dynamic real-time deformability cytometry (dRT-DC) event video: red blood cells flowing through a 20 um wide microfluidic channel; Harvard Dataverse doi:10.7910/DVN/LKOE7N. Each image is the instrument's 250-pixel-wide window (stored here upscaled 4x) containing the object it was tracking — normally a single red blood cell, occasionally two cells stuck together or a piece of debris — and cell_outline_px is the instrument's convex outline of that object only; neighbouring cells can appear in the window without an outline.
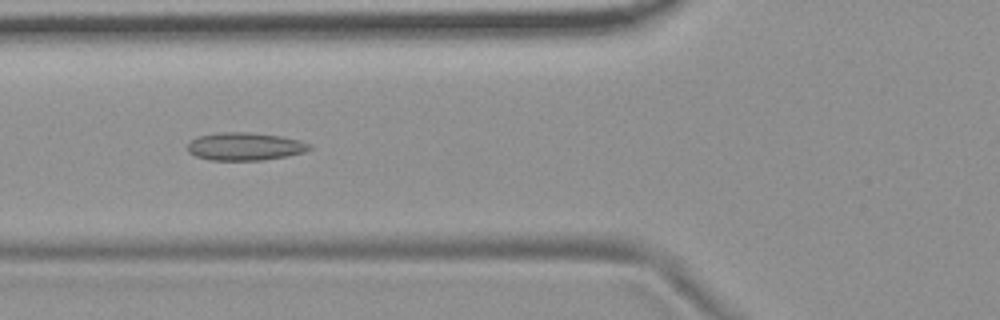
{"species": "common noctule bat (a hibernating species)", "species_latin": "Nyctalus noctula", "temperature_condition": "room temperature", "stored_images_in_passage": 56, "camera_frame_rate_fps": 3000, "um_per_image_px": 0.085, "animal": {"sex": "female", "body_mass_g": 19.9}, "frame": {"image": 1, "passage_image": 21, "time_ms": 6.667, "image_size_px": [1000, 320], "cell_outline_px": [[312, 148], [304, 152], [288, 156], [264, 160], [208, 160], [196, 156], [188, 152], [188, 144], [196, 136], [220, 132], [248, 132], [280, 136], [300, 140], [312, 144]], "centroid_in_image_um": [20.83, 12.45], "position_along_channel_um": 105.0, "area_um2": 19.94}}
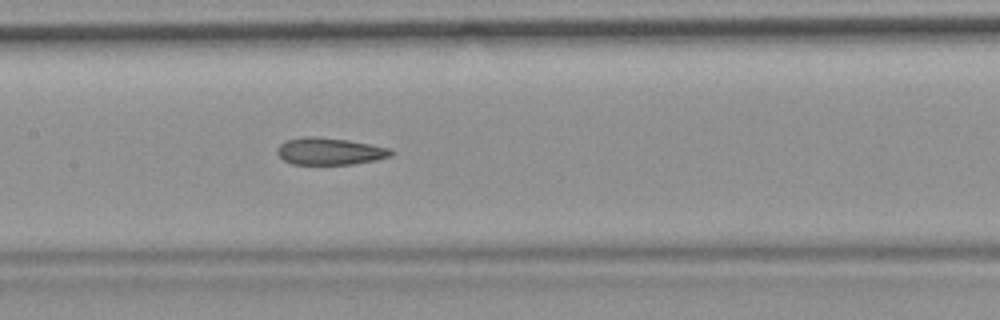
{"frame": {"image": 2, "passage_image": 27, "time_ms": 8.667, "image_size_px": [1000, 320], "cell_outline_px": [[396, 152], [392, 156], [376, 160], [352, 164], [292, 164], [284, 160], [276, 152], [276, 148], [284, 140], [304, 136], [316, 136], [348, 140], [392, 148]], "centroid_in_image_um": [28.04, 12.85], "position_along_channel_um": 179.4, "area_um2": 18.21}}
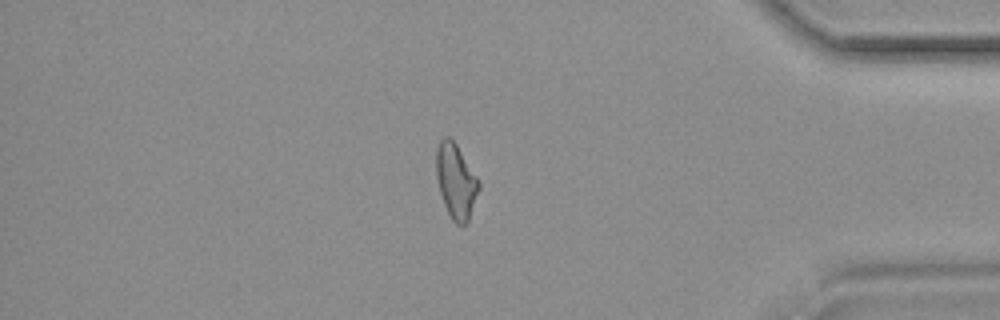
{"frame": {"image": 3, "passage_image": 47, "time_ms": 15.333, "image_size_px": [1000, 320], "cell_outline_px": [[480, 188], [468, 220], [464, 224], [456, 224], [452, 220], [444, 204], [440, 192], [436, 176], [436, 148], [440, 140], [444, 136], [448, 136], [456, 144], [480, 180]], "centroid_in_image_um": [38.75, 15.37], "position_along_channel_um": 396.4, "area_um2": 18.5}}